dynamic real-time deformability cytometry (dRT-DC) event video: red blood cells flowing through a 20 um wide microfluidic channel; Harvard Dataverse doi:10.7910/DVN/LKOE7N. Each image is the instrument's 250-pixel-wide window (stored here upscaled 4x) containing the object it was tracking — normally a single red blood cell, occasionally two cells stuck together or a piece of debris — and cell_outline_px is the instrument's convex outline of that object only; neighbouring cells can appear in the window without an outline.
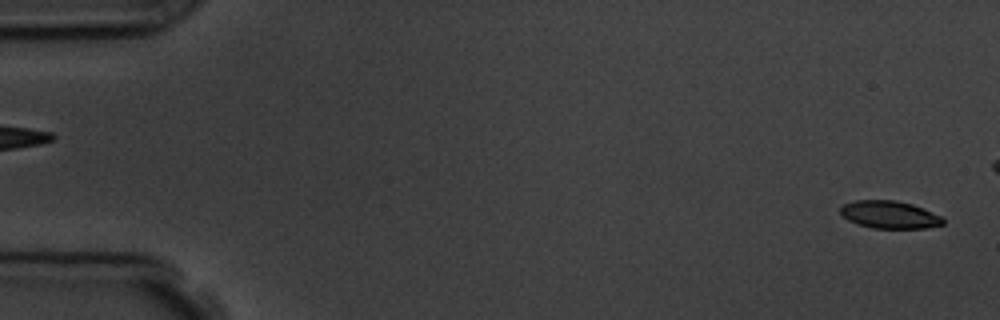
{"species": "common noctule bat (a hibernating species)", "species_latin": "Nyctalus noctula", "temperature_condition": "room temperature", "stored_images_in_passage": 3, "camera_frame_rate_fps": 3000, "um_per_image_px": 0.085, "animal": {"sex": "male", "body_mass_g": 19.5, "forearm_length_mm": 54.6}, "frame": {"image": 1, "passage_image": 3, "time_ms": 2.333, "image_size_px": [1000, 320], "cell_outline_px": [[944, 224], [928, 228], [872, 228], [856, 224], [848, 220], [840, 212], [840, 208], [844, 204], [856, 200], [896, 200], [912, 204], [940, 216], [944, 220]], "centroid_in_image_um": [75.59, 18.25], "position_along_channel_um": 9.4, "area_um2": 16.42}}